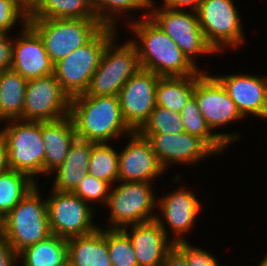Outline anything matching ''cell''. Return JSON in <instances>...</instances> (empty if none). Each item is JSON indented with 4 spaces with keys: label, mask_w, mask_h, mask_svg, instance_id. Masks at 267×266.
I'll return each instance as SVG.
<instances>
[{
    "label": "cell",
    "mask_w": 267,
    "mask_h": 266,
    "mask_svg": "<svg viewBox=\"0 0 267 266\" xmlns=\"http://www.w3.org/2000/svg\"><path fill=\"white\" fill-rule=\"evenodd\" d=\"M37 185L5 216V240L18 255L52 235L46 199Z\"/></svg>",
    "instance_id": "4"
},
{
    "label": "cell",
    "mask_w": 267,
    "mask_h": 266,
    "mask_svg": "<svg viewBox=\"0 0 267 266\" xmlns=\"http://www.w3.org/2000/svg\"><path fill=\"white\" fill-rule=\"evenodd\" d=\"M68 264L70 266H112L108 245L107 228L67 239Z\"/></svg>",
    "instance_id": "22"
},
{
    "label": "cell",
    "mask_w": 267,
    "mask_h": 266,
    "mask_svg": "<svg viewBox=\"0 0 267 266\" xmlns=\"http://www.w3.org/2000/svg\"><path fill=\"white\" fill-rule=\"evenodd\" d=\"M163 4L160 6L154 3V0H150L149 8H165L171 10H189L196 11L202 2V0H162ZM158 6V7H157Z\"/></svg>",
    "instance_id": "39"
},
{
    "label": "cell",
    "mask_w": 267,
    "mask_h": 266,
    "mask_svg": "<svg viewBox=\"0 0 267 266\" xmlns=\"http://www.w3.org/2000/svg\"><path fill=\"white\" fill-rule=\"evenodd\" d=\"M70 101L54 74L28 80L22 121L45 122L63 118L70 113Z\"/></svg>",
    "instance_id": "12"
},
{
    "label": "cell",
    "mask_w": 267,
    "mask_h": 266,
    "mask_svg": "<svg viewBox=\"0 0 267 266\" xmlns=\"http://www.w3.org/2000/svg\"><path fill=\"white\" fill-rule=\"evenodd\" d=\"M69 115L78 139L110 143L134 132L122 116L118 96L78 95L71 98Z\"/></svg>",
    "instance_id": "2"
},
{
    "label": "cell",
    "mask_w": 267,
    "mask_h": 266,
    "mask_svg": "<svg viewBox=\"0 0 267 266\" xmlns=\"http://www.w3.org/2000/svg\"><path fill=\"white\" fill-rule=\"evenodd\" d=\"M96 18L103 26L117 29L119 18L127 19L131 23L132 11H142L145 13L140 18L148 17L150 0H91ZM130 12V13H129ZM129 15V16H128ZM142 16V17H141ZM118 21V22H117Z\"/></svg>",
    "instance_id": "28"
},
{
    "label": "cell",
    "mask_w": 267,
    "mask_h": 266,
    "mask_svg": "<svg viewBox=\"0 0 267 266\" xmlns=\"http://www.w3.org/2000/svg\"><path fill=\"white\" fill-rule=\"evenodd\" d=\"M174 245L186 256L189 266H221L213 253L198 246L195 247L188 241L178 242Z\"/></svg>",
    "instance_id": "37"
},
{
    "label": "cell",
    "mask_w": 267,
    "mask_h": 266,
    "mask_svg": "<svg viewBox=\"0 0 267 266\" xmlns=\"http://www.w3.org/2000/svg\"><path fill=\"white\" fill-rule=\"evenodd\" d=\"M257 266H267V252H266V254L263 256L261 262H260Z\"/></svg>",
    "instance_id": "45"
},
{
    "label": "cell",
    "mask_w": 267,
    "mask_h": 266,
    "mask_svg": "<svg viewBox=\"0 0 267 266\" xmlns=\"http://www.w3.org/2000/svg\"><path fill=\"white\" fill-rule=\"evenodd\" d=\"M110 187L111 186L107 182L97 179L87 173L73 193L89 205L91 203V205H93L95 202V204L103 203L102 205L105 206L109 196Z\"/></svg>",
    "instance_id": "34"
},
{
    "label": "cell",
    "mask_w": 267,
    "mask_h": 266,
    "mask_svg": "<svg viewBox=\"0 0 267 266\" xmlns=\"http://www.w3.org/2000/svg\"><path fill=\"white\" fill-rule=\"evenodd\" d=\"M107 245L112 266H138L132 242L122 229H107Z\"/></svg>",
    "instance_id": "32"
},
{
    "label": "cell",
    "mask_w": 267,
    "mask_h": 266,
    "mask_svg": "<svg viewBox=\"0 0 267 266\" xmlns=\"http://www.w3.org/2000/svg\"><path fill=\"white\" fill-rule=\"evenodd\" d=\"M205 70H199L195 74L193 96L211 130L215 132V129L227 126L231 122L244 120L221 83L207 69Z\"/></svg>",
    "instance_id": "14"
},
{
    "label": "cell",
    "mask_w": 267,
    "mask_h": 266,
    "mask_svg": "<svg viewBox=\"0 0 267 266\" xmlns=\"http://www.w3.org/2000/svg\"><path fill=\"white\" fill-rule=\"evenodd\" d=\"M28 18L97 19L91 0H38Z\"/></svg>",
    "instance_id": "26"
},
{
    "label": "cell",
    "mask_w": 267,
    "mask_h": 266,
    "mask_svg": "<svg viewBox=\"0 0 267 266\" xmlns=\"http://www.w3.org/2000/svg\"><path fill=\"white\" fill-rule=\"evenodd\" d=\"M148 17L180 47L194 66L205 71L198 67L195 58L217 53L206 42L196 11L149 8Z\"/></svg>",
    "instance_id": "11"
},
{
    "label": "cell",
    "mask_w": 267,
    "mask_h": 266,
    "mask_svg": "<svg viewBox=\"0 0 267 266\" xmlns=\"http://www.w3.org/2000/svg\"><path fill=\"white\" fill-rule=\"evenodd\" d=\"M128 138L129 142L119 152L118 181L153 183L166 173L145 137L135 131Z\"/></svg>",
    "instance_id": "17"
},
{
    "label": "cell",
    "mask_w": 267,
    "mask_h": 266,
    "mask_svg": "<svg viewBox=\"0 0 267 266\" xmlns=\"http://www.w3.org/2000/svg\"><path fill=\"white\" fill-rule=\"evenodd\" d=\"M119 152L111 143H95L89 162L88 174L113 186L118 182Z\"/></svg>",
    "instance_id": "30"
},
{
    "label": "cell",
    "mask_w": 267,
    "mask_h": 266,
    "mask_svg": "<svg viewBox=\"0 0 267 266\" xmlns=\"http://www.w3.org/2000/svg\"><path fill=\"white\" fill-rule=\"evenodd\" d=\"M28 16L29 10L23 0H0V30L5 34L13 31L16 23L24 27L28 23Z\"/></svg>",
    "instance_id": "33"
},
{
    "label": "cell",
    "mask_w": 267,
    "mask_h": 266,
    "mask_svg": "<svg viewBox=\"0 0 267 266\" xmlns=\"http://www.w3.org/2000/svg\"><path fill=\"white\" fill-rule=\"evenodd\" d=\"M197 197L192 190L181 186L157 199L156 209L160 213L156 214L155 220L174 244L187 241L184 234L190 232L197 223V217L203 208V203ZM164 224L170 228L172 239Z\"/></svg>",
    "instance_id": "13"
},
{
    "label": "cell",
    "mask_w": 267,
    "mask_h": 266,
    "mask_svg": "<svg viewBox=\"0 0 267 266\" xmlns=\"http://www.w3.org/2000/svg\"><path fill=\"white\" fill-rule=\"evenodd\" d=\"M234 0H202L196 14L206 42L217 53L246 43Z\"/></svg>",
    "instance_id": "9"
},
{
    "label": "cell",
    "mask_w": 267,
    "mask_h": 266,
    "mask_svg": "<svg viewBox=\"0 0 267 266\" xmlns=\"http://www.w3.org/2000/svg\"><path fill=\"white\" fill-rule=\"evenodd\" d=\"M118 38L115 35L106 44L84 95L118 96L122 86L141 69L136 46L130 39L118 44Z\"/></svg>",
    "instance_id": "5"
},
{
    "label": "cell",
    "mask_w": 267,
    "mask_h": 266,
    "mask_svg": "<svg viewBox=\"0 0 267 266\" xmlns=\"http://www.w3.org/2000/svg\"><path fill=\"white\" fill-rule=\"evenodd\" d=\"M118 31L103 26L86 44L54 64L53 74L70 99L84 94L88 89L106 44L120 34Z\"/></svg>",
    "instance_id": "3"
},
{
    "label": "cell",
    "mask_w": 267,
    "mask_h": 266,
    "mask_svg": "<svg viewBox=\"0 0 267 266\" xmlns=\"http://www.w3.org/2000/svg\"><path fill=\"white\" fill-rule=\"evenodd\" d=\"M36 185L25 173L12 169L0 173V212L6 216Z\"/></svg>",
    "instance_id": "29"
},
{
    "label": "cell",
    "mask_w": 267,
    "mask_h": 266,
    "mask_svg": "<svg viewBox=\"0 0 267 266\" xmlns=\"http://www.w3.org/2000/svg\"><path fill=\"white\" fill-rule=\"evenodd\" d=\"M38 0H25V6L29 10Z\"/></svg>",
    "instance_id": "44"
},
{
    "label": "cell",
    "mask_w": 267,
    "mask_h": 266,
    "mask_svg": "<svg viewBox=\"0 0 267 266\" xmlns=\"http://www.w3.org/2000/svg\"><path fill=\"white\" fill-rule=\"evenodd\" d=\"M161 76L140 69L120 89L118 98L122 116L135 132L148 120L156 106V85Z\"/></svg>",
    "instance_id": "15"
},
{
    "label": "cell",
    "mask_w": 267,
    "mask_h": 266,
    "mask_svg": "<svg viewBox=\"0 0 267 266\" xmlns=\"http://www.w3.org/2000/svg\"><path fill=\"white\" fill-rule=\"evenodd\" d=\"M162 266H189L186 256L174 245L166 254Z\"/></svg>",
    "instance_id": "41"
},
{
    "label": "cell",
    "mask_w": 267,
    "mask_h": 266,
    "mask_svg": "<svg viewBox=\"0 0 267 266\" xmlns=\"http://www.w3.org/2000/svg\"><path fill=\"white\" fill-rule=\"evenodd\" d=\"M10 169L8 164V150L4 138L0 135V173Z\"/></svg>",
    "instance_id": "42"
},
{
    "label": "cell",
    "mask_w": 267,
    "mask_h": 266,
    "mask_svg": "<svg viewBox=\"0 0 267 266\" xmlns=\"http://www.w3.org/2000/svg\"><path fill=\"white\" fill-rule=\"evenodd\" d=\"M137 19L127 23V29L136 38L129 39L138 50L141 69L161 77L190 76L199 71L180 47L149 17Z\"/></svg>",
    "instance_id": "1"
},
{
    "label": "cell",
    "mask_w": 267,
    "mask_h": 266,
    "mask_svg": "<svg viewBox=\"0 0 267 266\" xmlns=\"http://www.w3.org/2000/svg\"><path fill=\"white\" fill-rule=\"evenodd\" d=\"M195 90V75L165 76L156 85V106L181 113Z\"/></svg>",
    "instance_id": "27"
},
{
    "label": "cell",
    "mask_w": 267,
    "mask_h": 266,
    "mask_svg": "<svg viewBox=\"0 0 267 266\" xmlns=\"http://www.w3.org/2000/svg\"><path fill=\"white\" fill-rule=\"evenodd\" d=\"M68 259L67 239L53 234L17 255L21 266H67Z\"/></svg>",
    "instance_id": "24"
},
{
    "label": "cell",
    "mask_w": 267,
    "mask_h": 266,
    "mask_svg": "<svg viewBox=\"0 0 267 266\" xmlns=\"http://www.w3.org/2000/svg\"><path fill=\"white\" fill-rule=\"evenodd\" d=\"M181 121L184 125L185 132L202 139L216 154H221L229 144L239 141L240 133L233 132H213L202 113L198 109V103L192 96L182 109Z\"/></svg>",
    "instance_id": "23"
},
{
    "label": "cell",
    "mask_w": 267,
    "mask_h": 266,
    "mask_svg": "<svg viewBox=\"0 0 267 266\" xmlns=\"http://www.w3.org/2000/svg\"><path fill=\"white\" fill-rule=\"evenodd\" d=\"M122 230L132 242L138 266H162L167 252L174 246L156 220L129 225Z\"/></svg>",
    "instance_id": "20"
},
{
    "label": "cell",
    "mask_w": 267,
    "mask_h": 266,
    "mask_svg": "<svg viewBox=\"0 0 267 266\" xmlns=\"http://www.w3.org/2000/svg\"><path fill=\"white\" fill-rule=\"evenodd\" d=\"M13 36L4 34L0 38V72L11 69Z\"/></svg>",
    "instance_id": "38"
},
{
    "label": "cell",
    "mask_w": 267,
    "mask_h": 266,
    "mask_svg": "<svg viewBox=\"0 0 267 266\" xmlns=\"http://www.w3.org/2000/svg\"><path fill=\"white\" fill-rule=\"evenodd\" d=\"M94 144V142L76 138L65 160L58 167L88 170L92 146Z\"/></svg>",
    "instance_id": "35"
},
{
    "label": "cell",
    "mask_w": 267,
    "mask_h": 266,
    "mask_svg": "<svg viewBox=\"0 0 267 266\" xmlns=\"http://www.w3.org/2000/svg\"><path fill=\"white\" fill-rule=\"evenodd\" d=\"M76 138L75 126L70 115L42 122V139L45 147L44 176H49L62 164Z\"/></svg>",
    "instance_id": "21"
},
{
    "label": "cell",
    "mask_w": 267,
    "mask_h": 266,
    "mask_svg": "<svg viewBox=\"0 0 267 266\" xmlns=\"http://www.w3.org/2000/svg\"><path fill=\"white\" fill-rule=\"evenodd\" d=\"M5 215L0 212V238L5 236Z\"/></svg>",
    "instance_id": "43"
},
{
    "label": "cell",
    "mask_w": 267,
    "mask_h": 266,
    "mask_svg": "<svg viewBox=\"0 0 267 266\" xmlns=\"http://www.w3.org/2000/svg\"><path fill=\"white\" fill-rule=\"evenodd\" d=\"M13 37L11 69L26 80L52 75L54 64L38 33L27 23Z\"/></svg>",
    "instance_id": "19"
},
{
    "label": "cell",
    "mask_w": 267,
    "mask_h": 266,
    "mask_svg": "<svg viewBox=\"0 0 267 266\" xmlns=\"http://www.w3.org/2000/svg\"><path fill=\"white\" fill-rule=\"evenodd\" d=\"M28 80L12 69L0 72V121L22 120Z\"/></svg>",
    "instance_id": "25"
},
{
    "label": "cell",
    "mask_w": 267,
    "mask_h": 266,
    "mask_svg": "<svg viewBox=\"0 0 267 266\" xmlns=\"http://www.w3.org/2000/svg\"><path fill=\"white\" fill-rule=\"evenodd\" d=\"M87 173L88 170L57 167L50 173V176L52 174L55 175L51 189L61 192H73Z\"/></svg>",
    "instance_id": "36"
},
{
    "label": "cell",
    "mask_w": 267,
    "mask_h": 266,
    "mask_svg": "<svg viewBox=\"0 0 267 266\" xmlns=\"http://www.w3.org/2000/svg\"><path fill=\"white\" fill-rule=\"evenodd\" d=\"M53 64L86 44L103 25L98 19L28 18Z\"/></svg>",
    "instance_id": "8"
},
{
    "label": "cell",
    "mask_w": 267,
    "mask_h": 266,
    "mask_svg": "<svg viewBox=\"0 0 267 266\" xmlns=\"http://www.w3.org/2000/svg\"><path fill=\"white\" fill-rule=\"evenodd\" d=\"M212 75L221 83L245 119L247 116L267 119V75Z\"/></svg>",
    "instance_id": "18"
},
{
    "label": "cell",
    "mask_w": 267,
    "mask_h": 266,
    "mask_svg": "<svg viewBox=\"0 0 267 266\" xmlns=\"http://www.w3.org/2000/svg\"><path fill=\"white\" fill-rule=\"evenodd\" d=\"M51 194V195H50ZM46 198L50 230L65 239L89 235L100 227L94 224V206L73 192L51 189Z\"/></svg>",
    "instance_id": "10"
},
{
    "label": "cell",
    "mask_w": 267,
    "mask_h": 266,
    "mask_svg": "<svg viewBox=\"0 0 267 266\" xmlns=\"http://www.w3.org/2000/svg\"><path fill=\"white\" fill-rule=\"evenodd\" d=\"M137 132L139 134H180L185 132V128L179 113L155 106L148 120Z\"/></svg>",
    "instance_id": "31"
},
{
    "label": "cell",
    "mask_w": 267,
    "mask_h": 266,
    "mask_svg": "<svg viewBox=\"0 0 267 266\" xmlns=\"http://www.w3.org/2000/svg\"><path fill=\"white\" fill-rule=\"evenodd\" d=\"M115 184L110 187L104 206L109 210L107 229L155 220L158 197L154 194V183L118 181Z\"/></svg>",
    "instance_id": "6"
},
{
    "label": "cell",
    "mask_w": 267,
    "mask_h": 266,
    "mask_svg": "<svg viewBox=\"0 0 267 266\" xmlns=\"http://www.w3.org/2000/svg\"><path fill=\"white\" fill-rule=\"evenodd\" d=\"M151 144L158 162L166 171L172 164L193 166L217 154L199 137L180 134H140Z\"/></svg>",
    "instance_id": "16"
},
{
    "label": "cell",
    "mask_w": 267,
    "mask_h": 266,
    "mask_svg": "<svg viewBox=\"0 0 267 266\" xmlns=\"http://www.w3.org/2000/svg\"><path fill=\"white\" fill-rule=\"evenodd\" d=\"M3 122L0 135L8 150L10 169L27 174L38 183L43 176L45 147L42 139V122L8 120Z\"/></svg>",
    "instance_id": "7"
},
{
    "label": "cell",
    "mask_w": 267,
    "mask_h": 266,
    "mask_svg": "<svg viewBox=\"0 0 267 266\" xmlns=\"http://www.w3.org/2000/svg\"><path fill=\"white\" fill-rule=\"evenodd\" d=\"M17 254L5 238H0V266H18Z\"/></svg>",
    "instance_id": "40"
},
{
    "label": "cell",
    "mask_w": 267,
    "mask_h": 266,
    "mask_svg": "<svg viewBox=\"0 0 267 266\" xmlns=\"http://www.w3.org/2000/svg\"><path fill=\"white\" fill-rule=\"evenodd\" d=\"M5 33L2 31V30H0V38L4 35Z\"/></svg>",
    "instance_id": "46"
}]
</instances>
